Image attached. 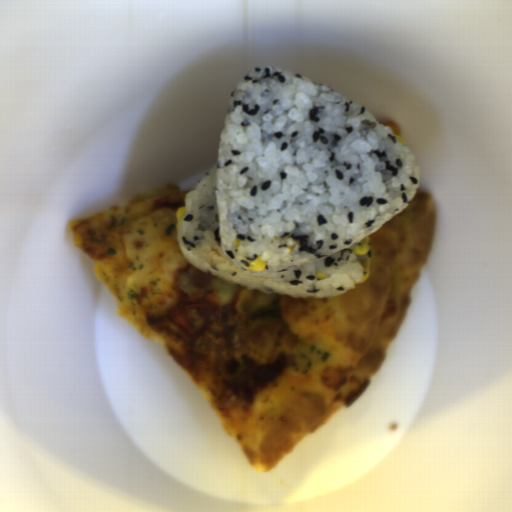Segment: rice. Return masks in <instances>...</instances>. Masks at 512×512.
<instances>
[{"label":"rice","instance_id":"rice-1","mask_svg":"<svg viewBox=\"0 0 512 512\" xmlns=\"http://www.w3.org/2000/svg\"><path fill=\"white\" fill-rule=\"evenodd\" d=\"M394 135L362 104L297 71L253 68L230 96L215 164L185 195L182 256L263 293L321 299L355 289L371 249L353 247L420 187L418 162ZM258 255L259 273L248 268Z\"/></svg>","mask_w":512,"mask_h":512}]
</instances>
